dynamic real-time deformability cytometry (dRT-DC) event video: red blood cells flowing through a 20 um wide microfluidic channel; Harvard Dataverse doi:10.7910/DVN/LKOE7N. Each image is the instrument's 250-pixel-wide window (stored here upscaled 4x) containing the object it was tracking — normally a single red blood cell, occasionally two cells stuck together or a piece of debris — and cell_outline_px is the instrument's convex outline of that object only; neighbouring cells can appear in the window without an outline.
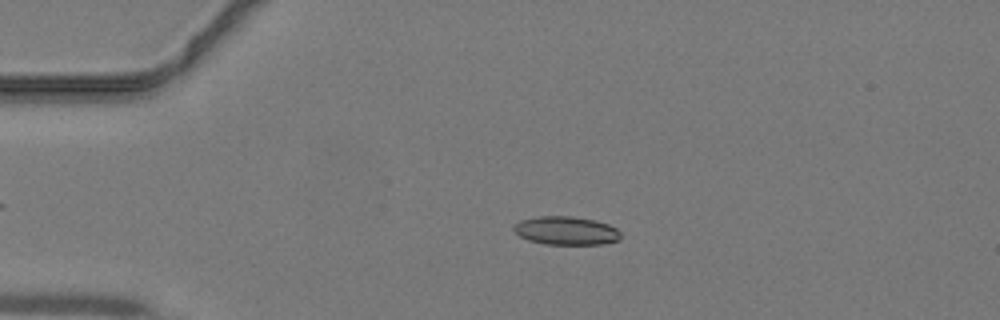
{"species": "common noctule bat (a hibernating species)", "species_latin": "Nyctalus noctula", "temperature_condition": "warm", "stored_images_in_passage": 39, "camera_frame_rate_fps": 3000, "um_per_image_px": 0.085, "animal": {"sex": "male", "body_mass_g": 19.2, "forearm_length_mm": 51.8}, "frame": {"image": 1, "passage_image": 10, "time_ms": 3.0, "image_size_px": [1000, 320], "cell_outline_px": [[620, 240], [604, 244], [544, 244], [528, 240], [520, 236], [512, 228], [520, 220], [536, 216], [568, 216], [596, 220], [608, 224], [616, 228], [620, 232]], "centroid_in_image_um": [48.13, 19.6], "position_along_channel_um": 36.9, "area_um2": 17.74}}
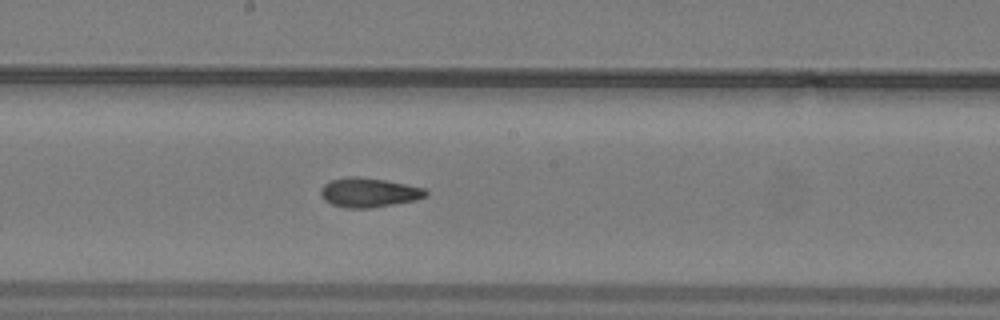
{"frame": {"image": 2, "passage_image": 24, "time_ms": 7.667, "image_size_px": [1000, 320], "cell_outline_px": [[428, 196], [416, 200], [372, 208], [344, 208], [332, 204], [324, 200], [320, 196], [320, 188], [324, 184], [332, 180], [348, 176], [356, 176], [384, 180], [408, 184], [424, 188], [428, 192]], "centroid_in_image_um": [31.35, 16.37], "position_along_channel_um": 216.9, "area_um2": 18.15}}
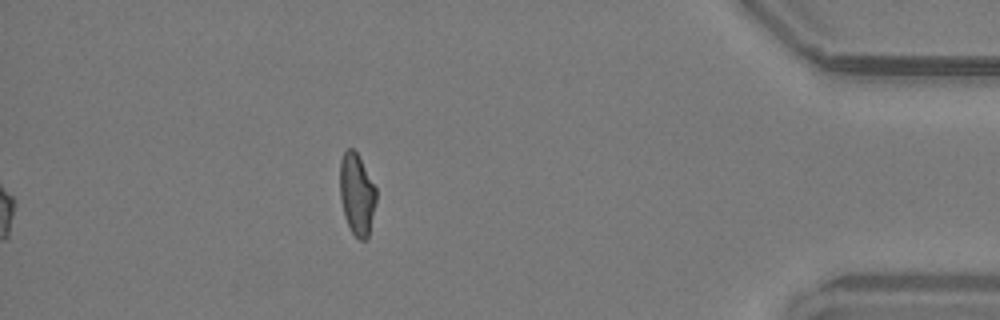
{"frame": {"image": 3, "passage_image": 39, "time_ms": 12.667, "image_size_px": [1000, 320], "cell_outline_px": [[376, 200], [368, 236], [364, 240], [360, 240], [352, 232], [344, 216], [340, 196], [340, 160], [344, 152], [348, 148], [352, 148], [356, 152], [376, 188]], "centroid_in_image_um": [30.32, 16.5], "position_along_channel_um": 404.9, "area_um2": 16.94}}